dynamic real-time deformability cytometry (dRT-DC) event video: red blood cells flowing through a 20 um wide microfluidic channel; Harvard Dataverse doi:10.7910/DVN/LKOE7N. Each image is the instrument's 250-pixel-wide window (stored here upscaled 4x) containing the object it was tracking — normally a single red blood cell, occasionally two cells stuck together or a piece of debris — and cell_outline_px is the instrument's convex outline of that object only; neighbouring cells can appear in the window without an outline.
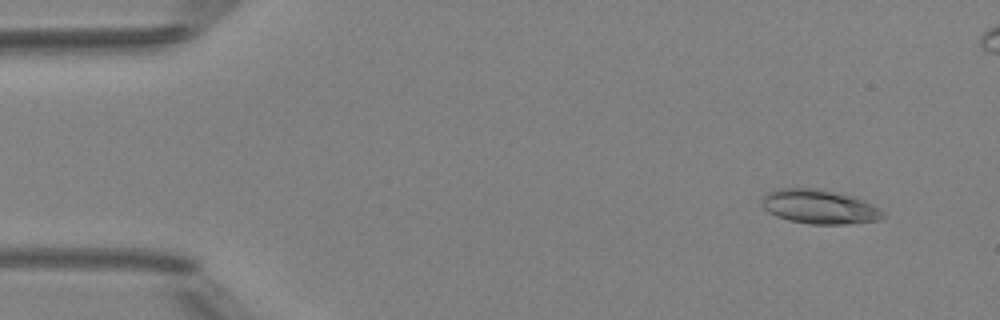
{"species": "Egyptian fruit bat (a non-hibernating species)", "species_latin": "Rousettus aegyptiacus", "temperature_condition": "room temperature", "stored_images_in_passage": 5, "camera_frame_rate_fps": 3000, "um_per_image_px": 0.085, "animal": {"sex": "female"}, "frame": {"image": 1, "passage_image": 2, "time_ms": 1.333, "image_size_px": [1000, 320], "cell_outline_px": [[884, 216], [880, 220], [844, 224], [808, 224], [788, 220], [776, 216], [768, 212], [760, 204], [764, 192], [776, 188], [824, 188], [852, 196], [864, 200], [880, 208], [884, 212]], "centroid_in_image_um": [69.61, 17.55], "position_along_channel_um": 15.4, "area_um2": 24.62}}